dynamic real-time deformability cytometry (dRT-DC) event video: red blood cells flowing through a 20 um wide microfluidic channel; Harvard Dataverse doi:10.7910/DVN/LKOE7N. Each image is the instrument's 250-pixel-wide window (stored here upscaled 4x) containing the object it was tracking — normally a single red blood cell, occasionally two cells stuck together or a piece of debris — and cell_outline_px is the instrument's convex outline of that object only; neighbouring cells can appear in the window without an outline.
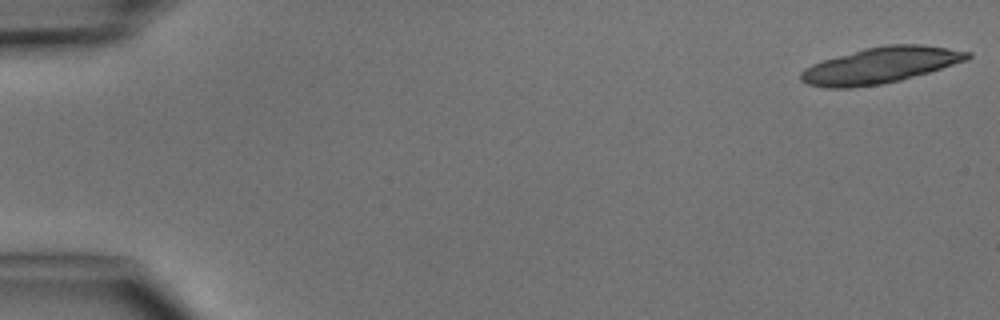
{"species": "common noctule bat (a hibernating species)", "species_latin": "Nyctalus noctula", "temperature_condition": "cold", "stored_images_in_passage": 8, "camera_frame_rate_fps": 3000, "um_per_image_px": 0.085, "animal": {"sex": "male", "body_mass_g": 15.6}, "frame": {"image": 1, "passage_image": 1, "time_ms": 0.0, "image_size_px": [1000, 320], "cell_outline_px": [[972, 56], [968, 60], [928, 72], [900, 80], [880, 84], [852, 88], [824, 88], [808, 84], [800, 80], [800, 72], [804, 68], [812, 64], [824, 60], [864, 48], [888, 44], [924, 44], [972, 52]], "centroid_in_image_um": [74.84, 5.55], "position_along_channel_um": 10.2, "area_um2": 34.97}}
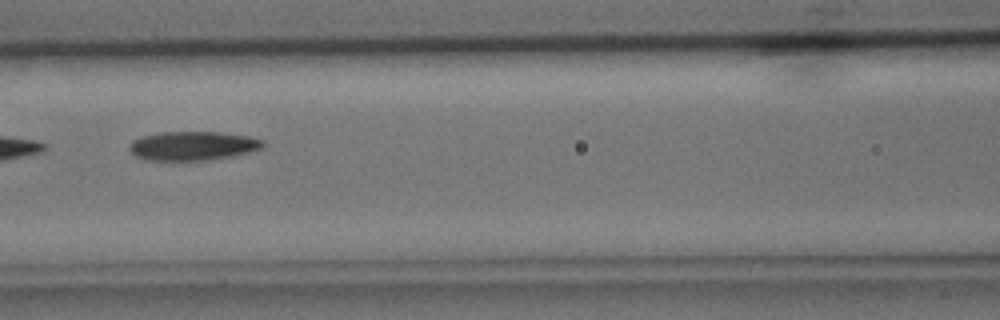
{"frame": {"image": 2, "passage_image": 7, "time_ms": 7.0, "image_size_px": [1000, 320], "cell_outline_px": [[264, 148], [232, 156], [212, 160], [144, 160], [136, 156], [128, 148], [132, 140], [144, 136], [160, 132], [220, 132], [248, 136], [264, 140]], "centroid_in_image_um": [16.4, 12.4], "position_along_channel_um": 150.2, "area_um2": 22.6}}
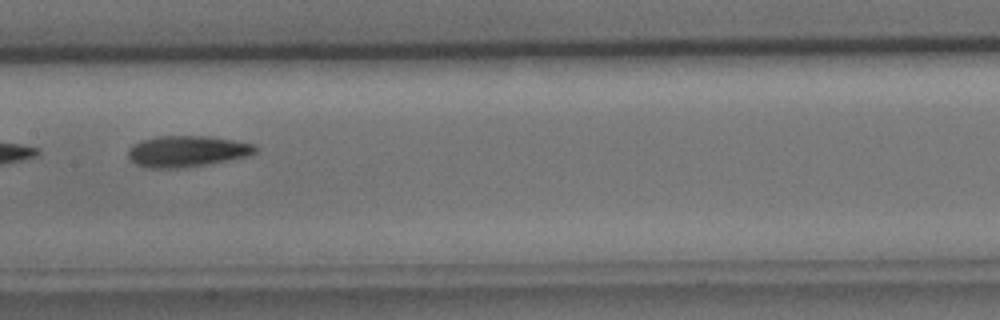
{"frame": {"image": 3, "passage_image": 8, "time_ms": 8.0, "image_size_px": [1000, 320], "cell_outline_px": [[260, 148], [256, 152], [248, 156], [228, 160], [180, 168], [148, 168], [136, 164], [128, 156], [128, 148], [140, 140], [160, 136], [208, 136], [256, 144]], "centroid_in_image_um": [15.91, 12.85], "position_along_channel_um": 191.5, "area_um2": 23.06}}